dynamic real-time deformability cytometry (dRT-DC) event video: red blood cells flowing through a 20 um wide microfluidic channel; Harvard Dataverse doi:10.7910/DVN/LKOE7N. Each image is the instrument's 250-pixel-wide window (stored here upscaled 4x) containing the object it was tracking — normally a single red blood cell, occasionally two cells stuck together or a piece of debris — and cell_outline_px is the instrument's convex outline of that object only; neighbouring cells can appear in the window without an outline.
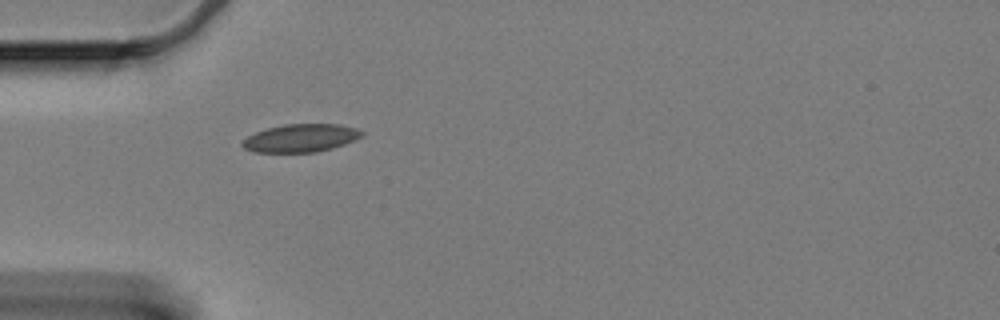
{"species": "Egyptian fruit bat (a non-hibernating species)", "species_latin": "Rousettus aegyptiacus", "temperature_condition": "cold", "stored_images_in_passage": 28, "camera_frame_rate_fps": 3000, "um_per_image_px": 0.085, "animal": {"sex": "female"}, "frame": {"image": 1, "passage_image": 1, "time_ms": 0.0, "image_size_px": [1000, 320], "cell_outline_px": [[364, 136], [344, 144], [332, 148], [316, 152], [252, 152], [244, 148], [240, 144], [248, 136], [256, 132], [268, 128], [284, 124], [340, 124], [356, 128], [364, 132]], "centroid_in_image_um": [25.58, 11.73], "position_along_channel_um": 59.4, "area_um2": 19.48}}
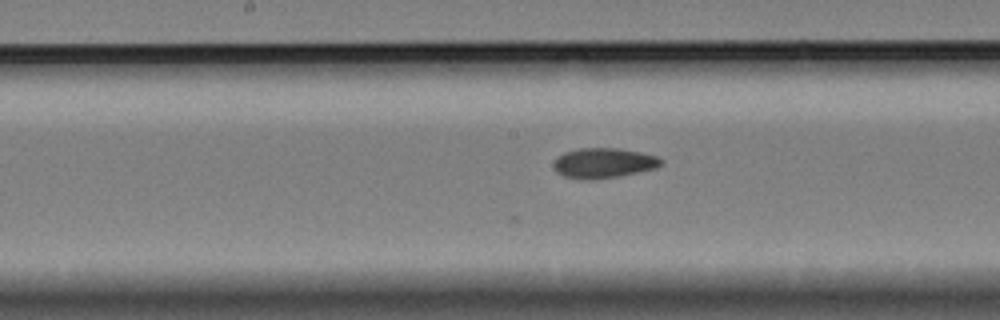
{"frame": {"image": 2, "passage_image": 10, "time_ms": 3.0, "image_size_px": [1000, 320], "cell_outline_px": [[664, 164], [656, 168], [620, 176], [592, 180], [580, 180], [564, 176], [556, 172], [552, 164], [564, 152], [576, 148], [620, 148], [660, 156], [664, 160]], "centroid_in_image_um": [51.34, 13.86], "position_along_channel_um": 196.9, "area_um2": 19.19}}
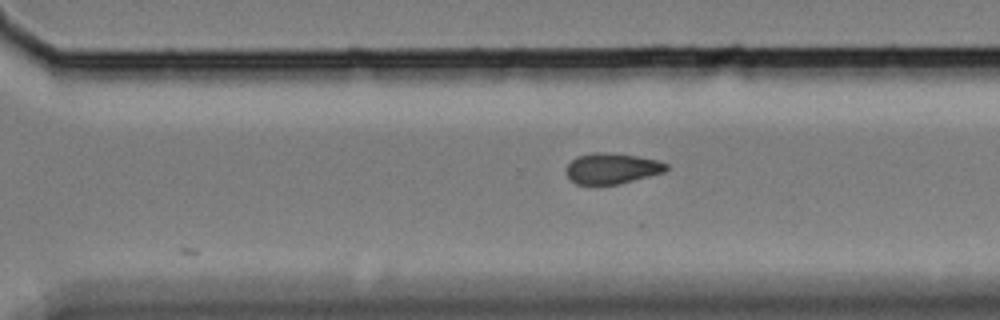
{"frame": {"image": 3, "passage_image": 21, "time_ms": 6.667, "image_size_px": [1000, 320], "cell_outline_px": [[668, 168], [664, 172], [620, 184], [576, 184], [568, 176], [568, 164], [576, 156], [592, 152], [612, 152], [636, 156], [656, 160], [668, 164]], "centroid_in_image_um": [52.03, 14.3], "position_along_channel_um": 318.6, "area_um2": 17.8}}